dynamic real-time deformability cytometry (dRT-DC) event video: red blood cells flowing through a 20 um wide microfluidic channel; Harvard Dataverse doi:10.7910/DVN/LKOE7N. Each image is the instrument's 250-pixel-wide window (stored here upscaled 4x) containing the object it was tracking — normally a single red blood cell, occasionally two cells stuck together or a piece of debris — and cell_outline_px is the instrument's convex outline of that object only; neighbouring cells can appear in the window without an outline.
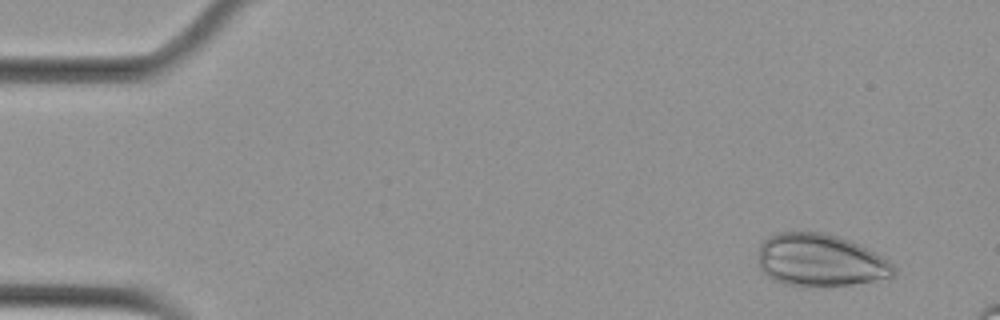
{"species": "Egyptian fruit bat (a non-hibernating species)", "species_latin": "Rousettus aegyptiacus", "temperature_condition": "cold", "stored_images_in_passage": 5, "camera_frame_rate_fps": 3000, "um_per_image_px": 0.085, "animal": {"sex": "female"}, "frame": {"image": 1, "passage_image": 1, "time_ms": 0.0, "image_size_px": [1000, 320], "cell_outline_px": [[896, 276], [852, 284], [784, 284], [768, 276], [760, 268], [760, 244], [768, 236], [780, 232], [820, 232], [852, 240], [860, 244], [888, 260], [896, 268]], "centroid_in_image_um": [69.75, 22.09], "position_along_channel_um": 15.2, "area_um2": 40.63}}